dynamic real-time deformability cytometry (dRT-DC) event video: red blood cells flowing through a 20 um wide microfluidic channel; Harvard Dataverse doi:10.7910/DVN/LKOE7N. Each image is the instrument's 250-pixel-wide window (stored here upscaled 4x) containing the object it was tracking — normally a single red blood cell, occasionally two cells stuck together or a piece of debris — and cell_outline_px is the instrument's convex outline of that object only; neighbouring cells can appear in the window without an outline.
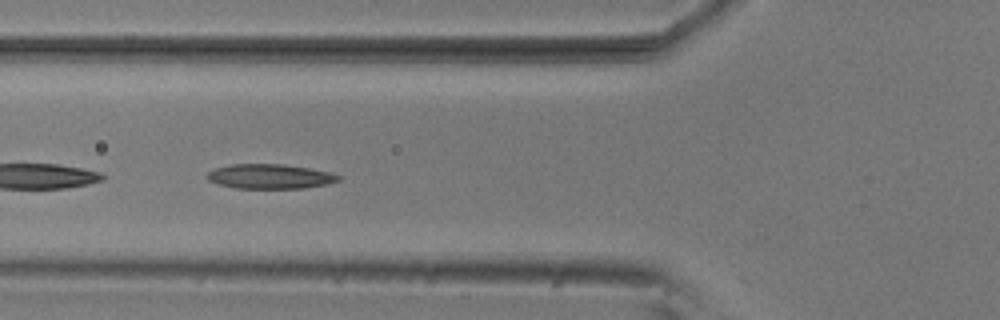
{"species": "common noctule bat (a hibernating species)", "species_latin": "Nyctalus noctula", "temperature_condition": "room temperature", "stored_images_in_passage": 42, "camera_frame_rate_fps": 3000, "um_per_image_px": 0.085, "animal": {"sex": "male", "body_mass_g": 20.5, "forearm_length_mm": 52.5}, "frame": {"image": 1, "passage_image": 7, "time_ms": 2.0, "image_size_px": [1000, 320], "cell_outline_px": [[340, 180], [328, 184], [304, 188], [236, 188], [216, 184], [208, 180], [204, 176], [208, 172], [216, 168], [232, 164], [284, 164], [332, 172], [340, 176]], "centroid_in_image_um": [22.93, 15.0], "position_along_channel_um": 102.9, "area_um2": 18.96}}
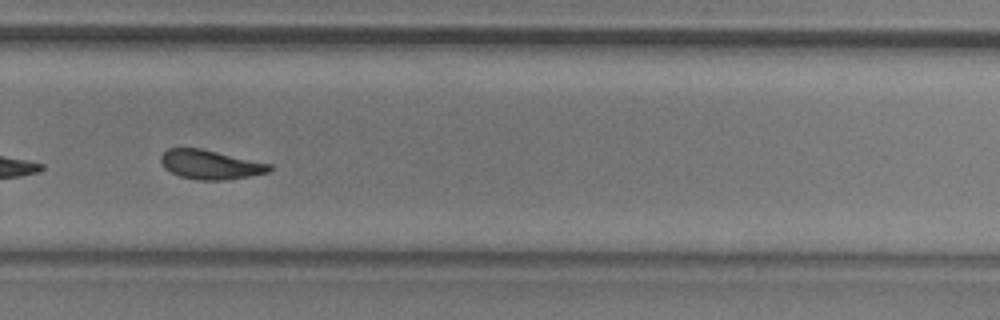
{"frame": {"image": 2, "passage_image": 24, "time_ms": 7.667, "image_size_px": [1000, 320], "cell_outline_px": [[272, 168], [268, 172], [248, 176], [224, 180], [200, 180], [180, 176], [164, 168], [160, 160], [160, 156], [168, 148], [200, 148], [272, 164]], "centroid_in_image_um": [17.86, 13.98], "position_along_channel_um": 311.9, "area_um2": 18.32}, "authors_computed_cell_mechanics": {"area_um2": 18.6405, "velocity_mm_per_s": 3.6939, "shape_relaxation_time_tau1_ms": 5.2307, "shape_relaxation_time_tau2_ms": 2.4973, "deformation_change_tau1": 0.1433, "deformation_change_tau2": 0.1027}}